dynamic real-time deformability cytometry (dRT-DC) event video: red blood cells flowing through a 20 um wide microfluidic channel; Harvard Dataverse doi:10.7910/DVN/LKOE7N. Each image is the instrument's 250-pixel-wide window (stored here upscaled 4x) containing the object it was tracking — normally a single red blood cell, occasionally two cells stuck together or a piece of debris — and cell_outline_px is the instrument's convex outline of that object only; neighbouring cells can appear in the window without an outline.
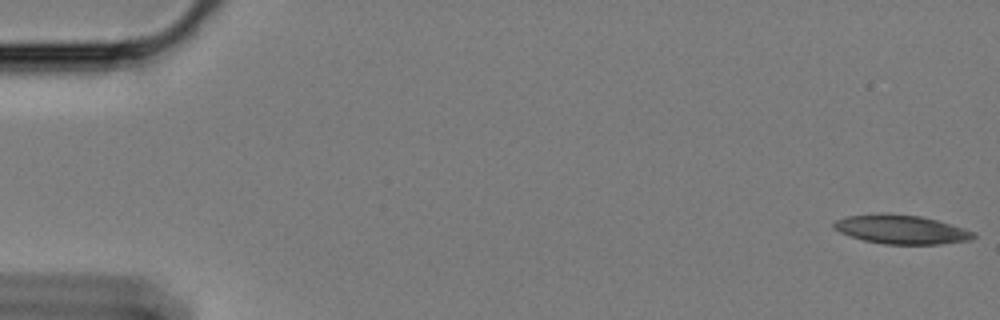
{"species": "Egyptian fruit bat (a non-hibernating species)", "species_latin": "Rousettus aegyptiacus", "temperature_condition": "cold", "stored_images_in_passage": 59, "camera_frame_rate_fps": 3000, "um_per_image_px": 0.085, "animal": {"sex": "female"}, "frame": {"image": 1, "passage_image": 1, "time_ms": 0.0, "image_size_px": [1000, 320], "cell_outline_px": [[976, 236], [968, 240], [940, 244], [884, 244], [864, 240], [840, 232], [832, 228], [832, 224], [836, 220], [844, 216], [884, 212], [920, 216], [936, 220], [964, 228], [976, 232]], "centroid_in_image_um": [76.57, 19.49], "position_along_channel_um": 8.4, "area_um2": 23.64}}
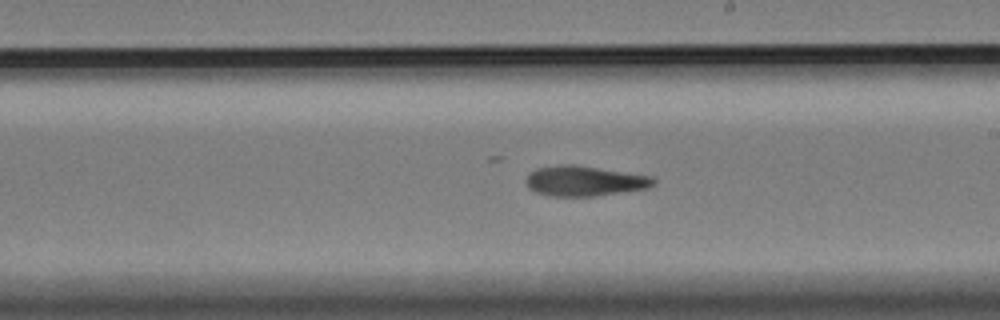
{"frame": {"image": 2, "passage_image": 34, "time_ms": 11.0, "image_size_px": [1000, 320], "cell_outline_px": [[656, 184], [648, 188], [596, 196], [552, 196], [536, 192], [528, 188], [524, 180], [528, 172], [536, 168], [556, 164], [572, 164], [652, 176], [656, 180]], "centroid_in_image_um": [49.64, 15.37], "position_along_channel_um": 239.4, "area_um2": 22.66}}
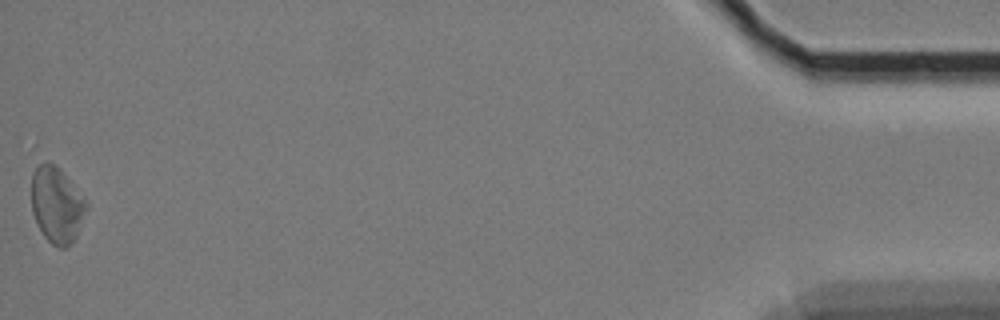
{"frame": {"image": 3, "passage_image": 59, "time_ms": 19.333, "image_size_px": [1000, 320], "cell_outline_px": [[88, 208], [76, 236], [72, 244], [64, 248], [60, 248], [52, 244], [44, 236], [32, 212], [32, 172], [40, 164], [52, 164], [60, 168], [88, 204]], "centroid_in_image_um": [4.83, 17.45], "position_along_channel_um": 430.4, "area_um2": 23.93}}